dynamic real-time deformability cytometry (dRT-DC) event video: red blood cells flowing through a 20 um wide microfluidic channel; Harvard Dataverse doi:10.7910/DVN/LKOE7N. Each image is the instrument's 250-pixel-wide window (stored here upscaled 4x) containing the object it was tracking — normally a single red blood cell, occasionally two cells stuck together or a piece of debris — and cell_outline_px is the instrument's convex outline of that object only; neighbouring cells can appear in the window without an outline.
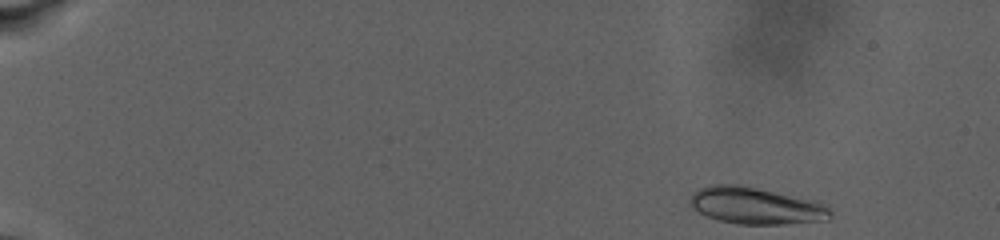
{"species": "human", "species_latin": "Homo sapiens", "temperature_condition": "warm", "stored_images_in_passage": 11, "camera_frame_rate_fps": 3000, "um_per_image_px": 0.085, "donor": {"sex": "male"}, "frame": {"image": 1, "passage_image": 1, "time_ms": 0.0, "image_size_px": [1000, 240], "cell_outline_px": [[832, 216], [828, 220], [784, 224], [736, 224], [720, 220], [708, 216], [692, 208], [688, 204], [688, 200], [700, 188], [712, 184], [736, 184], [820, 200], [832, 212]], "centroid_in_image_um": [64.3, 17.48], "position_along_channel_um": 20.7, "area_um2": 30.35}}
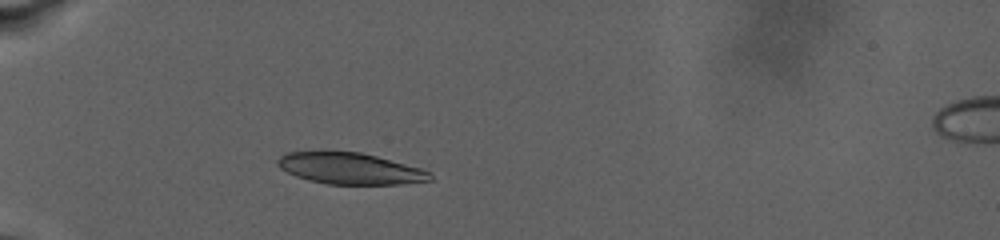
{"frame": {"image": 2, "passage_image": 8, "time_ms": 6.0, "image_size_px": [1000, 240], "cell_outline_px": [[432, 180], [400, 184], [328, 184], [308, 180], [296, 176], [280, 168], [276, 164], [276, 160], [284, 152], [360, 152], [376, 156], [420, 168], [432, 172]], "centroid_in_image_um": [29.74, 14.33], "position_along_channel_um": 55.3, "area_um2": 27.69}}
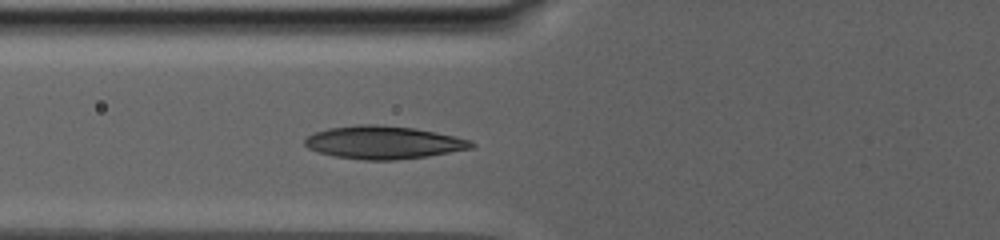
{"frame": {"image": 3, "passage_image": 11, "time_ms": 8.333, "image_size_px": [1000, 240], "cell_outline_px": [[476, 144], [472, 148], [428, 156], [396, 160], [364, 160], [336, 156], [320, 152], [308, 148], [304, 144], [304, 140], [308, 136], [316, 132], [328, 128], [360, 124], [376, 124], [416, 128], [456, 136], [472, 140]], "centroid_in_image_um": [32.64, 12.1], "position_along_channel_um": 93.2, "area_um2": 31.96}}